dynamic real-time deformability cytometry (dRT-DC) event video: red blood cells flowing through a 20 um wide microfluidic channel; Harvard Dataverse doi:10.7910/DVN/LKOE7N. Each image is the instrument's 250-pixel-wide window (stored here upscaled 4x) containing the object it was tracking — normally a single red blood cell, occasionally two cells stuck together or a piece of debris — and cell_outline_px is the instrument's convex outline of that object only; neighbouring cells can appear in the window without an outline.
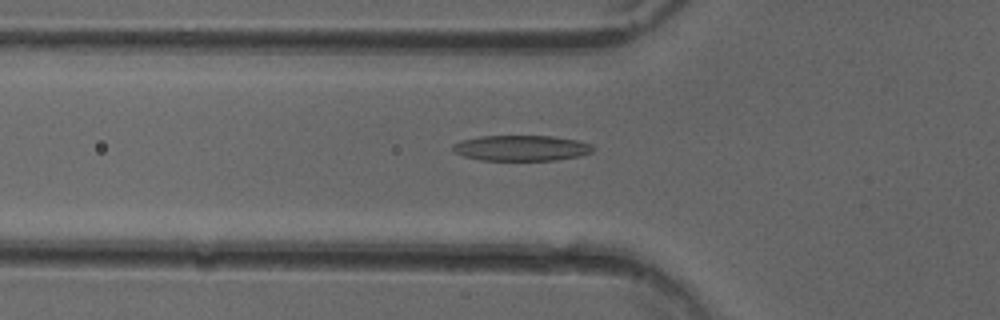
{"species": "common noctule bat (a hibernating species)", "species_latin": "Nyctalus noctula", "temperature_condition": "cold", "stored_images_in_passage": 51, "camera_frame_rate_fps": 3000, "um_per_image_px": 0.085, "animal": {"sex": "female"}, "frame": {"image": 1, "passage_image": 18, "time_ms": 5.667, "image_size_px": [1000, 320], "cell_outline_px": [[596, 148], [592, 152], [580, 156], [556, 160], [480, 160], [464, 156], [456, 152], [452, 148], [452, 144], [460, 140], [480, 136], [552, 136], [576, 140], [592, 144]], "centroid_in_image_um": [44.33, 12.58], "position_along_channel_um": 81.5, "area_um2": 20.98}}
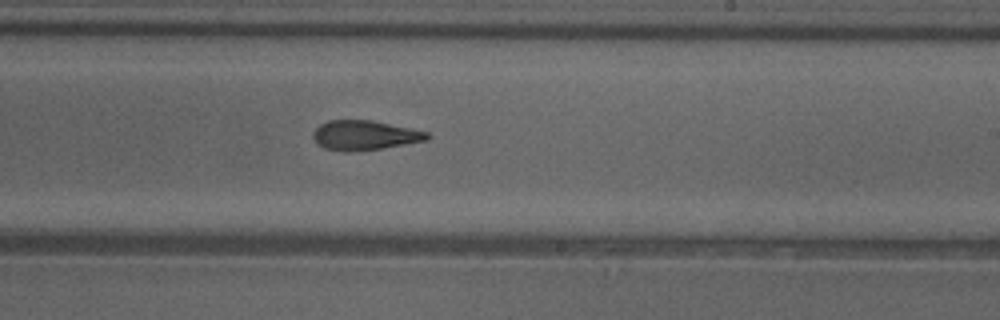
{"frame": {"image": 2, "passage_image": 31, "time_ms": 10.0, "image_size_px": [1000, 320], "cell_outline_px": [[432, 136], [428, 140], [380, 148], [352, 152], [344, 152], [324, 148], [316, 144], [312, 136], [312, 132], [320, 124], [328, 120], [372, 120], [428, 132]], "centroid_in_image_um": [30.95, 11.5], "position_along_channel_um": 258.0, "area_um2": 19.77}}
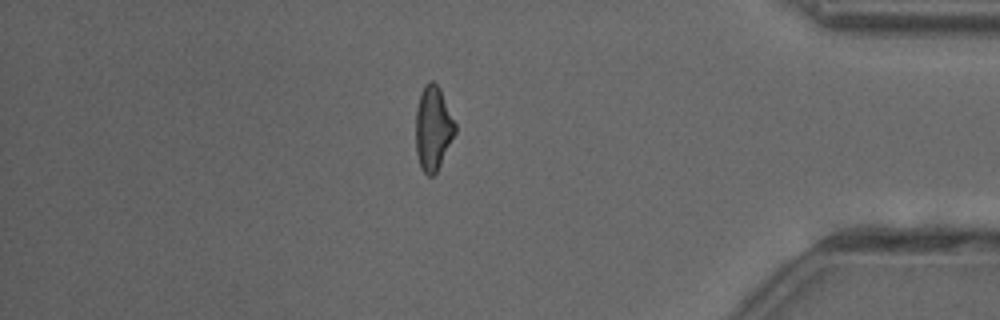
{"frame": {"image": 3, "passage_image": 44, "time_ms": 14.333, "image_size_px": [1000, 320], "cell_outline_px": [[456, 132], [436, 172], [432, 176], [428, 176], [420, 168], [416, 152], [416, 108], [420, 92], [424, 84], [428, 80], [432, 80], [440, 88], [456, 124]], "centroid_in_image_um": [36.8, 10.87], "position_along_channel_um": 398.4, "area_um2": 19.42}, "authors_computed_cell_mechanics": {"area_um2": 20.4612, "velocity_mm_per_s": 4.0474, "shape_relaxation_time_tau1_ms": 6.6014, "shape_relaxation_time_tau2_ms": 3.3338, "deformation_change_tau1": 0.205, "deformation_change_tau2": 0.1411}}